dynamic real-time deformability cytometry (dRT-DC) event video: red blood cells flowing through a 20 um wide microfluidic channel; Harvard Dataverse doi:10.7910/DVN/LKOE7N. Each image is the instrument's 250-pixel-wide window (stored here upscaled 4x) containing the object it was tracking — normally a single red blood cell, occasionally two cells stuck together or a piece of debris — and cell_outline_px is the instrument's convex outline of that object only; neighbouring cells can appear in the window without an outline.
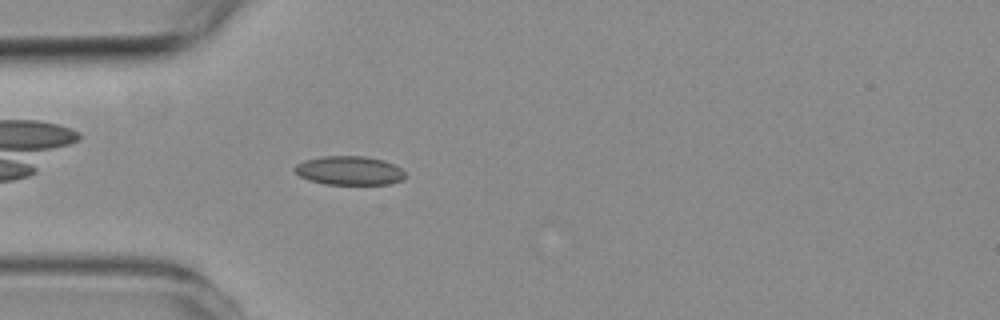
{"species": "common noctule bat (a hibernating species)", "species_latin": "Nyctalus noctula", "temperature_condition": "room temperature", "stored_images_in_passage": 3, "camera_frame_rate_fps": 3000, "um_per_image_px": 0.085, "animal": {"sex": "female", "body_mass_g": 19.3, "forearm_length_mm": 54.1}, "frame": {"image": 1, "passage_image": 3, "time_ms": 2.333, "image_size_px": [1000, 320], "cell_outline_px": [[404, 176], [400, 180], [388, 184], [324, 184], [308, 180], [300, 176], [292, 168], [296, 164], [304, 160], [320, 156], [364, 156], [384, 160], [400, 168], [404, 172]], "centroid_in_image_um": [29.63, 14.49], "position_along_channel_um": 55.4, "area_um2": 18.55}}